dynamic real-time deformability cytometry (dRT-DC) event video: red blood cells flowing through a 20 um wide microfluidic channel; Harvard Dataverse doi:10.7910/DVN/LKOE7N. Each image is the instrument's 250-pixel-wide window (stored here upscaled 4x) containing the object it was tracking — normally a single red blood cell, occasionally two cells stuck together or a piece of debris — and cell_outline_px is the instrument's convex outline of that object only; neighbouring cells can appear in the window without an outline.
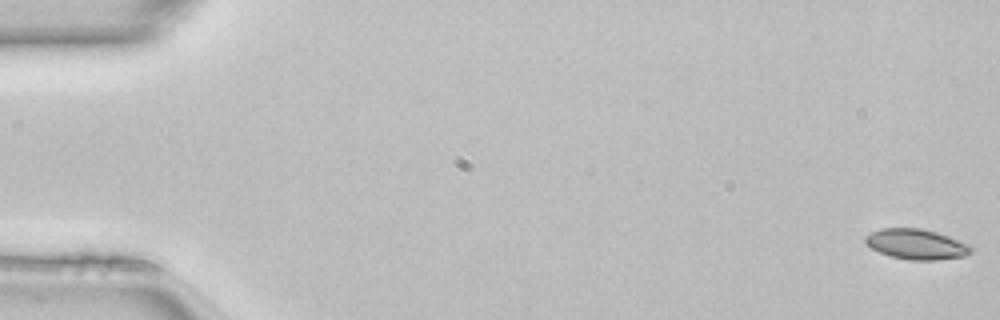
{"species": "common noctule bat (a hibernating species)", "species_latin": "Nyctalus noctula", "temperature_condition": "room temperature", "stored_images_in_passage": 50, "camera_frame_rate_fps": 3000, "um_per_image_px": 0.085, "animal": {"sex": "female", "body_mass_g": 22.7, "forearm_length_mm": 54.2}, "frame": {"image": 1, "passage_image": 1, "time_ms": 0.0, "image_size_px": [1000, 320], "cell_outline_px": [[972, 252], [964, 256], [936, 260], [912, 260], [892, 256], [880, 252], [872, 248], [864, 240], [864, 236], [880, 228], [920, 228], [936, 232], [972, 244]], "centroid_in_image_um": [77.93, 20.75], "position_along_channel_um": 7.1, "area_um2": 18.61}}
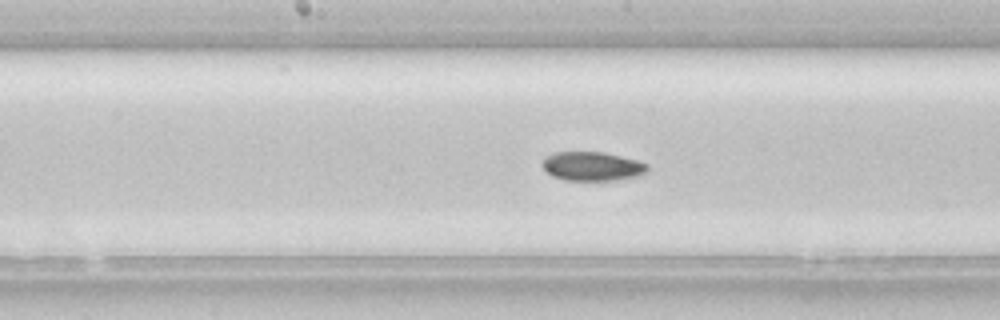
{"frame": {"image": 2, "passage_image": 26, "time_ms": 8.333, "image_size_px": [1000, 320], "cell_outline_px": [[648, 172], [640, 176], [612, 180], [564, 180], [552, 176], [540, 164], [544, 156], [552, 152], [604, 152], [636, 160], [648, 164]], "centroid_in_image_um": [50.32, 14.13], "position_along_channel_um": 197.9, "area_um2": 17.92}}
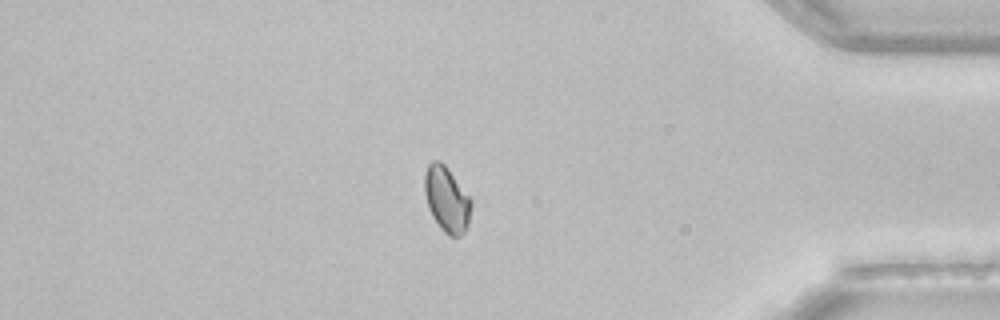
{"frame": {"image": 3, "passage_image": 43, "time_ms": 14.0, "image_size_px": [1000, 320], "cell_outline_px": [[472, 204], [468, 224], [464, 232], [460, 236], [448, 236], [440, 228], [432, 216], [428, 208], [424, 192], [424, 172], [428, 164], [432, 160], [440, 160], [448, 168], [472, 200]], "centroid_in_image_um": [37.96, 16.93], "position_along_channel_um": 397.2, "area_um2": 17.98}, "authors_computed_cell_mechanics": {"area_um2": 18.207, "velocity_mm_per_s": 4.1171, "shape_relaxation_time_tau1_ms": null, "shape_relaxation_time_tau2_ms": 4.5303, "deformation_change_tau1": null, "deformation_change_tau2": 0.0653}}